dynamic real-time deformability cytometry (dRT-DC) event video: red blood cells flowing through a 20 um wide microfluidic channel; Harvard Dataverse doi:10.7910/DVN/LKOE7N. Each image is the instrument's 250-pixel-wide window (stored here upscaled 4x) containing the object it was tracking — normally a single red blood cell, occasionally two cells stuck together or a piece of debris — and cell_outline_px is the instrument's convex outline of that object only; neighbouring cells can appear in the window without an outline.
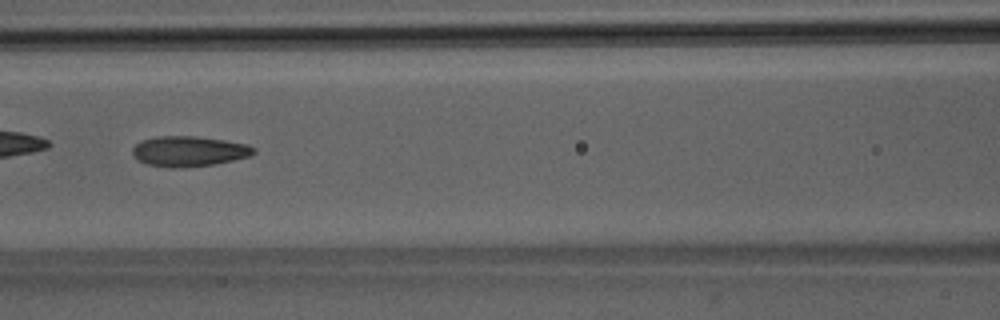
{"species": "Egyptian fruit bat (a non-hibernating species)", "species_latin": "Rousettus aegyptiacus", "temperature_condition": "room temperature", "stored_images_in_passage": 50, "camera_frame_rate_fps": 3000, "um_per_image_px": 0.085, "animal": {"sex": "male"}, "frame": {"image": 1, "passage_image": 22, "time_ms": 7.0, "image_size_px": [1000, 320], "cell_outline_px": [[256, 152], [248, 156], [232, 160], [212, 164], [180, 168], [176, 168], [148, 164], [140, 160], [132, 152], [132, 148], [140, 140], [156, 136], [196, 136], [224, 140], [248, 144], [256, 148]], "centroid_in_image_um": [16.07, 12.84], "position_along_channel_um": 150.5, "area_um2": 21.21}}
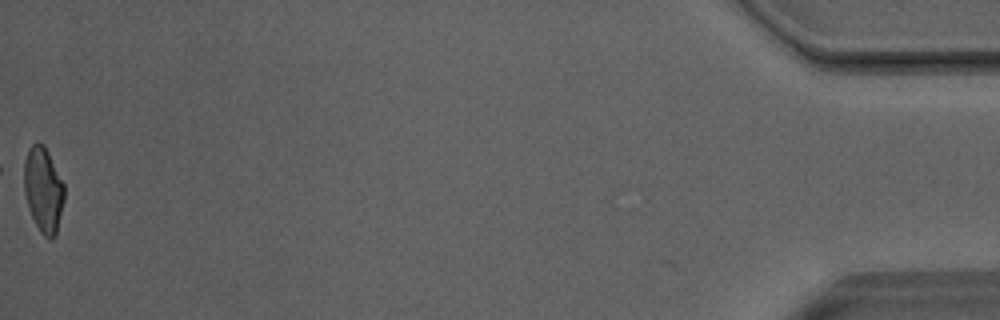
{"frame": {"image": 2, "passage_image": 50, "time_ms": 16.333, "image_size_px": [1000, 320], "cell_outline_px": [[64, 200], [56, 236], [52, 240], [48, 240], [40, 232], [32, 216], [24, 192], [24, 160], [28, 148], [36, 140], [44, 144], [64, 184]], "centroid_in_image_um": [3.68, 16.12], "position_along_channel_um": 431.5, "area_um2": 20.11}, "authors_computed_cell_mechanics": {"area_um2": 20.808, "velocity_mm_per_s": 4.073, "shape_relaxation_time_tau1_ms": 6.8812, "shape_relaxation_time_tau2_ms": 1.4911, "deformation_change_tau1": 0.1779, "deformation_change_tau2": 0.086}}